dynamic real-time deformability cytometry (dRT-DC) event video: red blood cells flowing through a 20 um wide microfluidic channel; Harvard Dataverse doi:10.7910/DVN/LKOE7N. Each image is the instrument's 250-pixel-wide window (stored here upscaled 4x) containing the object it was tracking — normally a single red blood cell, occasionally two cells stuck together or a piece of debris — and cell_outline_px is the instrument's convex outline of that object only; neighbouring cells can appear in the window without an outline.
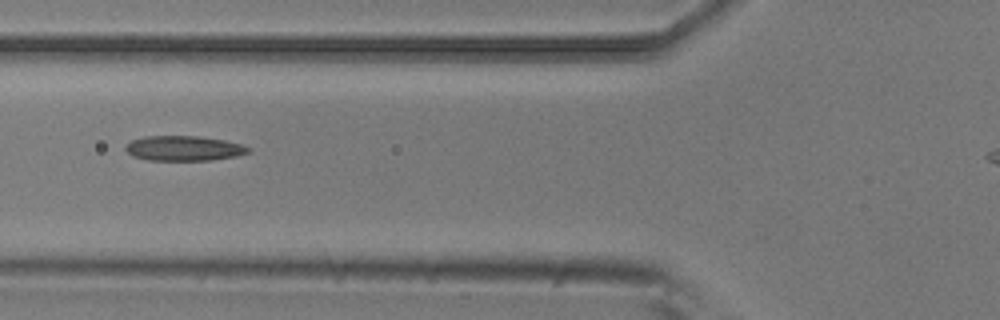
{"species": "common noctule bat (a hibernating species)", "species_latin": "Nyctalus noctula", "temperature_condition": "room temperature", "stored_images_in_passage": 6, "camera_frame_rate_fps": 3000, "um_per_image_px": 0.085, "animal": {"sex": "male", "body_mass_g": 20.5, "forearm_length_mm": 52.5}, "frame": {"image": 1, "passage_image": 4, "time_ms": 1.0, "image_size_px": [1000, 320], "cell_outline_px": [[252, 152], [236, 156], [212, 160], [148, 160], [132, 156], [124, 148], [132, 140], [144, 136], [196, 136], [224, 140], [240, 144], [252, 148]], "centroid_in_image_um": [15.65, 12.61], "position_along_channel_um": 110.1, "area_um2": 17.86}}
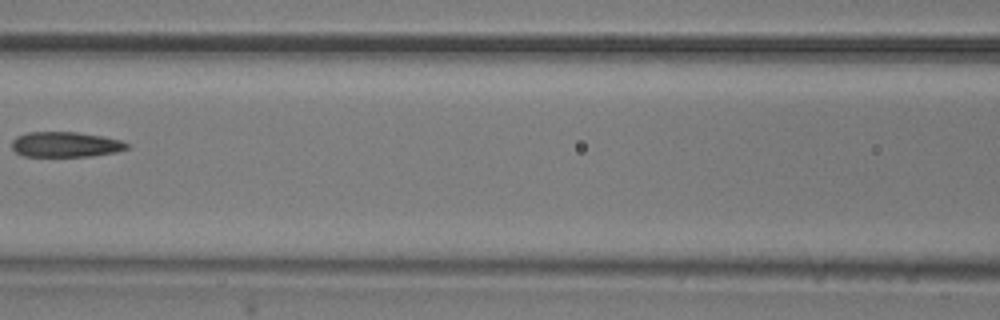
{"frame": {"image": 2, "passage_image": 5, "time_ms": 1.333, "image_size_px": [1000, 320], "cell_outline_px": [[128, 148], [116, 152], [92, 156], [24, 156], [16, 152], [12, 148], [12, 140], [16, 136], [28, 132], [76, 132], [104, 136], [120, 140], [128, 144]], "centroid_in_image_um": [5.56, 12.27], "position_along_channel_um": 161.0, "area_um2": 16.94}}
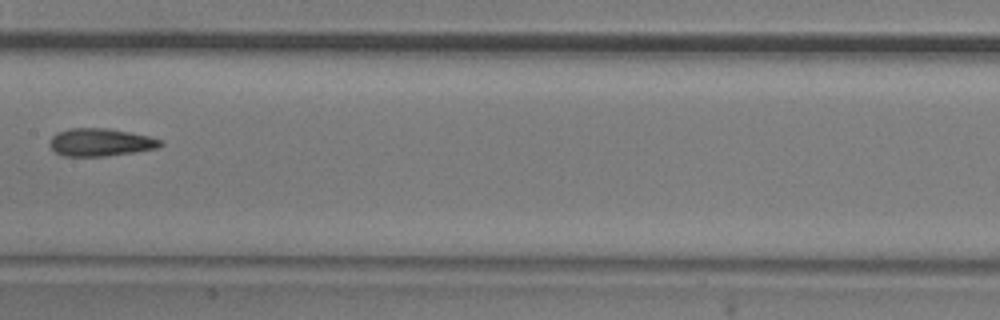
{"frame": {"image": 3, "passage_image": 6, "time_ms": 1.667, "image_size_px": [1000, 320], "cell_outline_px": [[164, 144], [160, 148], [136, 152], [104, 156], [64, 156], [56, 152], [48, 144], [48, 140], [56, 132], [68, 128], [108, 128], [132, 132], [164, 140]], "centroid_in_image_um": [8.57, 12.09], "position_along_channel_um": 198.8, "area_um2": 18.26}}